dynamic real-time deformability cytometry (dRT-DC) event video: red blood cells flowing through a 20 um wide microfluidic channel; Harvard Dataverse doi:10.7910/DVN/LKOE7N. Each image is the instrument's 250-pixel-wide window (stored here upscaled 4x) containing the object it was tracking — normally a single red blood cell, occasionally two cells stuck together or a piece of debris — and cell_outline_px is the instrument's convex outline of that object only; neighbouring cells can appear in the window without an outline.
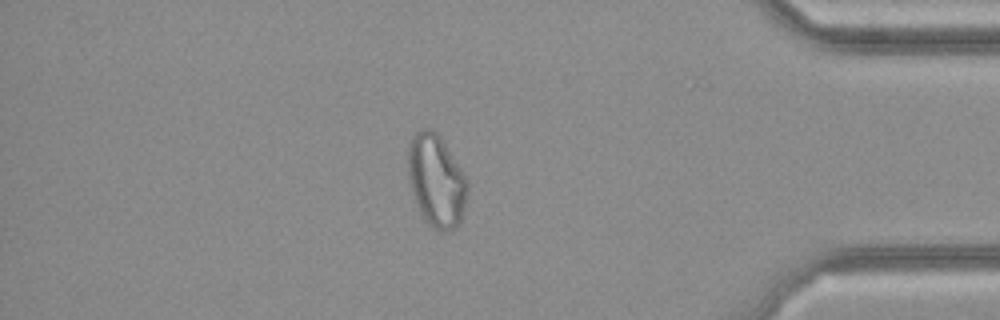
{"species": "common noctule bat (a hibernating species)", "species_latin": "Nyctalus noctula", "temperature_condition": "cold", "stored_images_in_passage": 35, "camera_frame_rate_fps": 3000, "um_per_image_px": 0.085, "animal": {"sex": "female", "body_mass_g": 21.9}, "frame": {"image": 1, "passage_image": 30, "time_ms": 9.667, "image_size_px": [1000, 320], "cell_outline_px": [[468, 192], [460, 220], [448, 232], [440, 232], [432, 228], [424, 220], [416, 204], [408, 180], [408, 148], [412, 136], [420, 128], [428, 128], [436, 132], [440, 136], [468, 180]], "centroid_in_image_um": [37.06, 15.36], "position_along_channel_um": 398.1, "area_um2": 32.02}}